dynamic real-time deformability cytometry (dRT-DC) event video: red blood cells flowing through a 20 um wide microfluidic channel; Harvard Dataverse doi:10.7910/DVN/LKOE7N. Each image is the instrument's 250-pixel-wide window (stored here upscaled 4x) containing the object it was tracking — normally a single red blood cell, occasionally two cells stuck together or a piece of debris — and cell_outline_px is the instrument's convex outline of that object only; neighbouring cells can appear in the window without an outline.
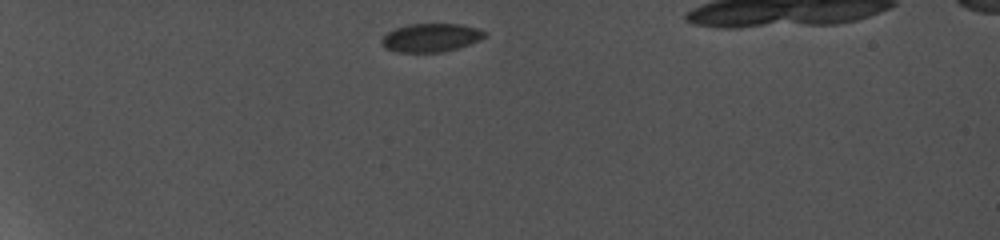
{"species": "common noctule bat (a hibernating species)", "species_latin": "Nyctalus noctula", "temperature_condition": "cold", "stored_images_in_passage": 4, "camera_frame_rate_fps": 5000, "um_per_image_px": 0.085, "animal": {"sex": "female", "body_mass_g": 19.0, "forearm_length_mm": 56.7}, "frame": {"image": 1, "passage_image": 1, "time_ms": 0.0, "image_size_px": [1000, 240], "cell_outline_px": [[488, 36], [480, 40], [444, 52], [396, 52], [384, 48], [380, 44], [380, 36], [396, 28], [408, 24], [464, 24], [480, 28], [488, 32]], "centroid_in_image_um": [36.63, 3.19], "position_along_channel_um": 48.4, "area_um2": 17.46}}
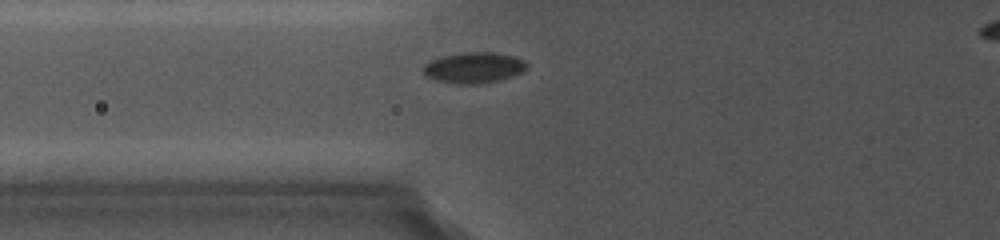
{"frame": {"image": 2, "passage_image": 4, "time_ms": 2.6, "image_size_px": [1000, 240], "cell_outline_px": [[528, 68], [520, 72], [496, 80], [440, 80], [428, 76], [420, 68], [424, 64], [440, 56], [460, 52], [492, 52], [512, 56], [524, 60], [528, 64]], "centroid_in_image_um": [40.28, 5.65], "position_along_channel_um": 85.5, "area_um2": 17.22}}